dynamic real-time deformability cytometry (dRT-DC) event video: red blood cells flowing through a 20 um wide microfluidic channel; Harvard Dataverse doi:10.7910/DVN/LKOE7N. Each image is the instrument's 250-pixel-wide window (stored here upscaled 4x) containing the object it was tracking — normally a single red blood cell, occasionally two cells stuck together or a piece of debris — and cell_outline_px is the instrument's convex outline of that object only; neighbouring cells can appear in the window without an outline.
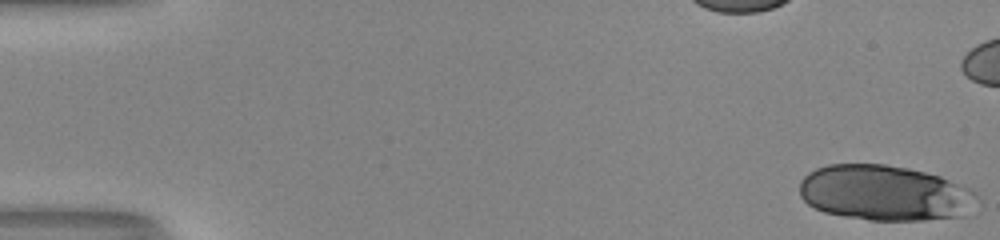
{"species": "human", "species_latin": "Homo sapiens", "temperature_condition": "room temperature", "stored_images_in_passage": 47, "camera_frame_rate_fps": 3000, "um_per_image_px": 0.085, "donor": {"sex": "male"}, "frame": {"image": 1, "passage_image": 1, "time_ms": 0.0, "image_size_px": [1000, 240], "cell_outline_px": [[980, 212], [964, 216], [924, 220], [868, 220], [844, 216], [824, 212], [808, 204], [800, 196], [800, 180], [808, 172], [816, 168], [828, 164], [884, 164], [908, 168], [940, 176], [972, 188], [976, 192], [980, 200]], "centroid_in_image_um": [75.32, 16.42], "position_along_channel_um": 9.7, "area_um2": 58.55}, "authors_computed_cell_mechanics": {"area_um2": 35.547, "velocity_mm_per_s": 4.0352, "shape_relaxation_time_tau1_ms": null, "shape_relaxation_time_tau2_ms": 1.7551, "deformation_change_tau1": null, "deformation_change_tau2": 0.0727}}